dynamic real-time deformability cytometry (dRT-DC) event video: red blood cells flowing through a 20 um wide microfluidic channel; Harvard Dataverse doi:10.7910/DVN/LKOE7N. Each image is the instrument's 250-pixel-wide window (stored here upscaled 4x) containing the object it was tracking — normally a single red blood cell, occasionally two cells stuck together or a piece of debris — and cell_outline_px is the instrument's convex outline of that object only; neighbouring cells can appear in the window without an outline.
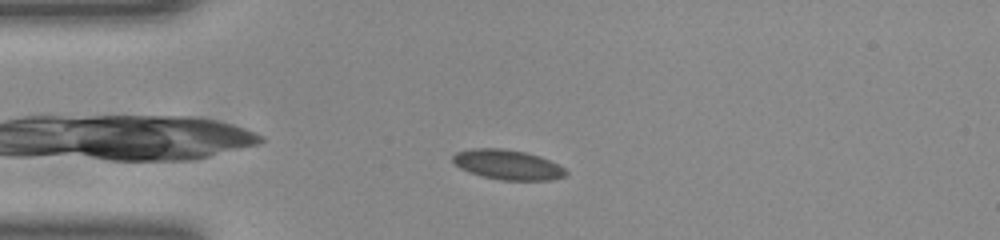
{"species": "common noctule bat (a hibernating species)", "species_latin": "Nyctalus noctula", "temperature_condition": "room temperature", "stored_images_in_passage": 45, "camera_frame_rate_fps": 3000, "um_per_image_px": 0.085, "animal": {"sex": "female", "body_mass_g": 23.0, "forearm_length_mm": 53.4}, "frame": {"image": 1, "passage_image": 5, "time_ms": 1.333, "image_size_px": [1000, 240], "cell_outline_px": [[568, 172], [564, 176], [552, 180], [500, 180], [480, 176], [468, 172], [460, 168], [452, 160], [452, 156], [456, 152], [472, 148], [504, 148], [524, 152], [540, 156], [564, 168]], "centroid_in_image_um": [43.12, 14.0], "position_along_channel_um": 41.9, "area_um2": 19.71}}
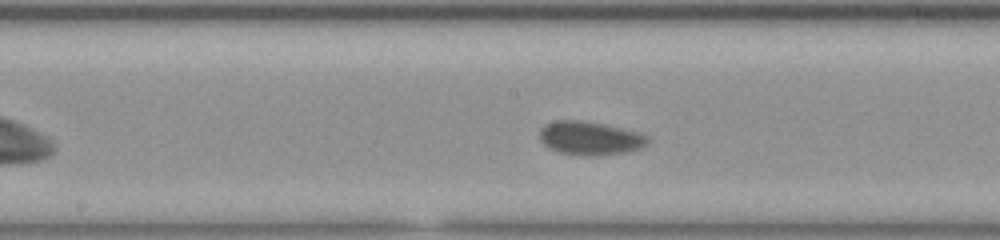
{"frame": {"image": 2, "passage_image": 19, "time_ms": 6.0, "image_size_px": [1000, 240], "cell_outline_px": [[648, 144], [640, 148], [624, 152], [560, 152], [548, 148], [540, 140], [540, 128], [544, 124], [552, 120], [584, 120], [604, 124], [640, 132], [648, 136]], "centroid_in_image_um": [50.12, 11.66], "position_along_channel_um": 198.1, "area_um2": 20.29}}
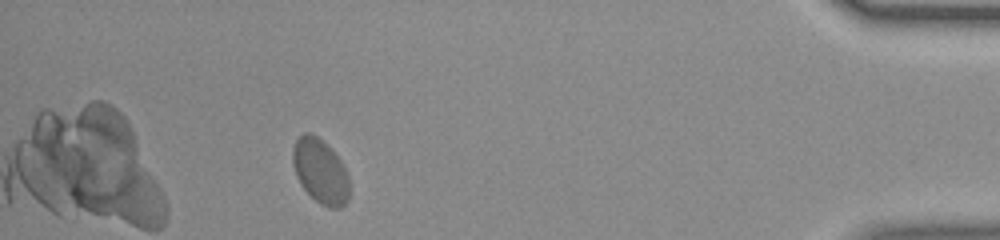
{"frame": {"image": 3, "passage_image": 40, "time_ms": 13.0, "image_size_px": [1000, 240], "cell_outline_px": [[348, 200], [340, 208], [328, 208], [320, 204], [300, 184], [296, 176], [292, 164], [292, 148], [296, 140], [304, 132], [308, 132], [316, 136], [340, 160], [348, 176]], "centroid_in_image_um": [27.2, 14.57], "position_along_channel_um": 408.0, "area_um2": 20.92}, "authors_computed_cell_mechanics": {"area_um2": 20.4612, "velocity_mm_per_s": 3.8249, "shape_relaxation_time_tau1_ms": 3.1834, "shape_relaxation_time_tau2_ms": null, "deformation_change_tau1": 0.0751, "deformation_change_tau2": null}}